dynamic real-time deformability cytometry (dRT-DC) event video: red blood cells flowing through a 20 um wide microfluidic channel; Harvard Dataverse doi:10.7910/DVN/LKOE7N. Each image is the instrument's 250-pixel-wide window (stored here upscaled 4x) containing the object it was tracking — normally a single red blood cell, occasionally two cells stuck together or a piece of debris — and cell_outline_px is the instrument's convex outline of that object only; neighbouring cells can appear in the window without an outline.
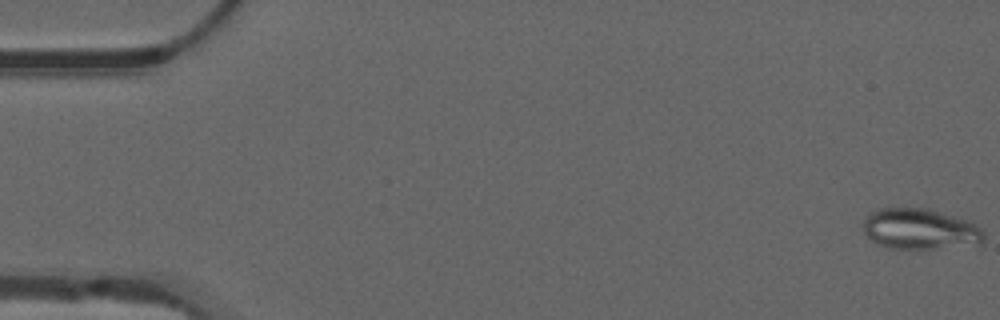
{"species": "common noctule bat (a hibernating species)", "species_latin": "Nyctalus noctula", "temperature_condition": "warm", "stored_images_in_passage": 55, "camera_frame_rate_fps": 3000, "um_per_image_px": 0.085, "animal": {"sex": "male", "forearm_length_mm": 52.5}, "frame": {"image": 1, "passage_image": 1, "time_ms": 0.0, "image_size_px": [1000, 320], "cell_outline_px": [[984, 240], [980, 244], [932, 248], [888, 248], [876, 244], [864, 232], [864, 220], [872, 212], [880, 208], [928, 208], [968, 220], [984, 228]], "centroid_in_image_um": [78.24, 19.46], "position_along_channel_um": 6.8, "area_um2": 28.61}}
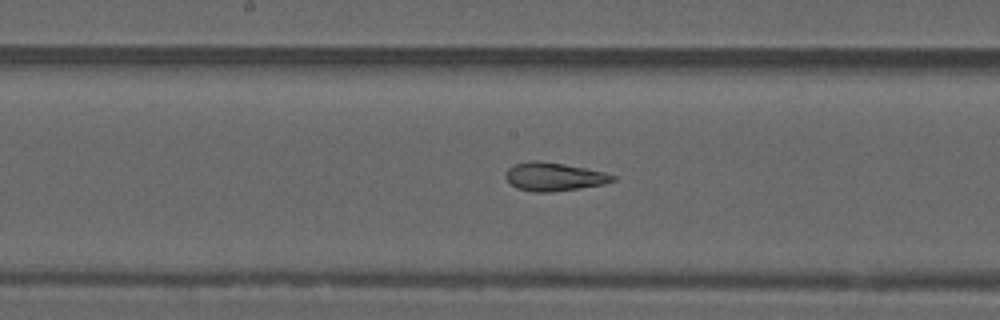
{"frame": {"image": 2, "passage_image": 28, "time_ms": 9.0, "image_size_px": [1000, 320], "cell_outline_px": [[616, 180], [604, 184], [580, 188], [552, 192], [532, 192], [516, 188], [504, 176], [504, 172], [512, 164], [532, 160], [536, 160], [564, 164], [604, 172], [616, 176]], "centroid_in_image_um": [47.05, 15.02], "position_along_channel_um": 201.1, "area_um2": 17.8}}
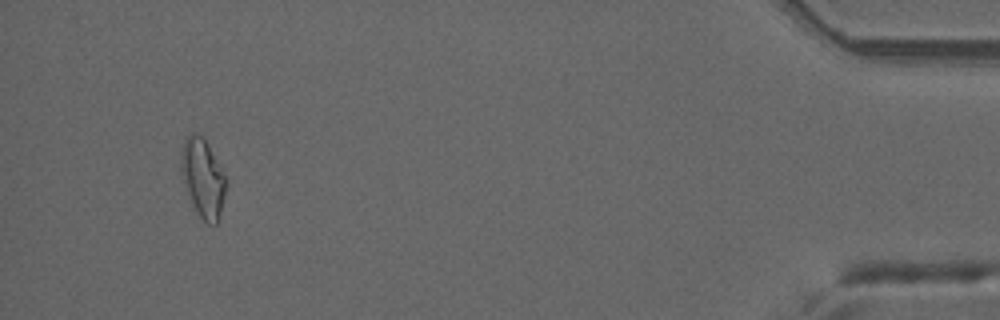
{"frame": {"image": 3, "passage_image": 51, "time_ms": 16.667, "image_size_px": [1000, 320], "cell_outline_px": [[228, 184], [220, 212], [216, 224], [208, 224], [200, 216], [188, 192], [180, 172], [180, 152], [184, 140], [192, 132], [204, 136], [228, 180]], "centroid_in_image_um": [17.26, 15.06], "position_along_channel_um": 417.9, "area_um2": 20.52}}